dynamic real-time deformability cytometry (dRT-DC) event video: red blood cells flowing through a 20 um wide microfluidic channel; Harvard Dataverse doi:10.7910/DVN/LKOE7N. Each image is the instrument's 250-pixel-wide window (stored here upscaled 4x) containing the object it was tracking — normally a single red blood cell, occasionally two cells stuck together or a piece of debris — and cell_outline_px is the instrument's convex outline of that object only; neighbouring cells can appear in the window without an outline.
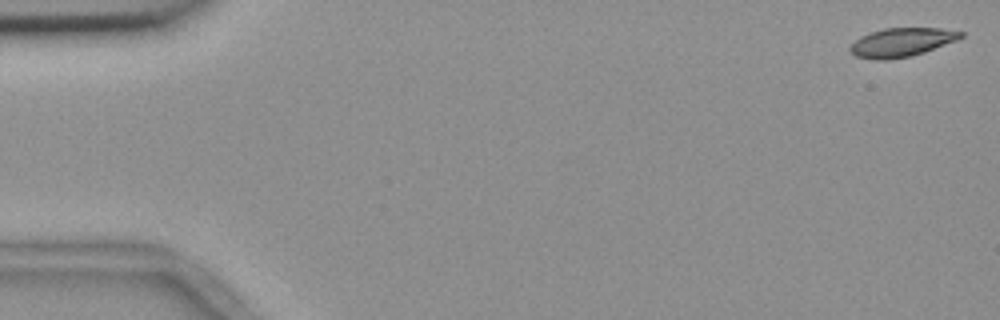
{"species": "common noctule bat (a hibernating species)", "species_latin": "Nyctalus noctula", "temperature_condition": "room temperature", "stored_images_in_passage": 55, "camera_frame_rate_fps": 3000, "um_per_image_px": 0.085, "animal": {"sex": "female", "body_mass_g": 18.4}, "frame": {"image": 1, "passage_image": 1, "time_ms": 0.0, "image_size_px": [1000, 320], "cell_outline_px": [[964, 36], [956, 40], [924, 52], [912, 56], [888, 60], [876, 60], [856, 56], [848, 48], [860, 36], [884, 28], [940, 28], [964, 32]], "centroid_in_image_um": [76.64, 3.6], "position_along_channel_um": 8.4, "area_um2": 18.44}}
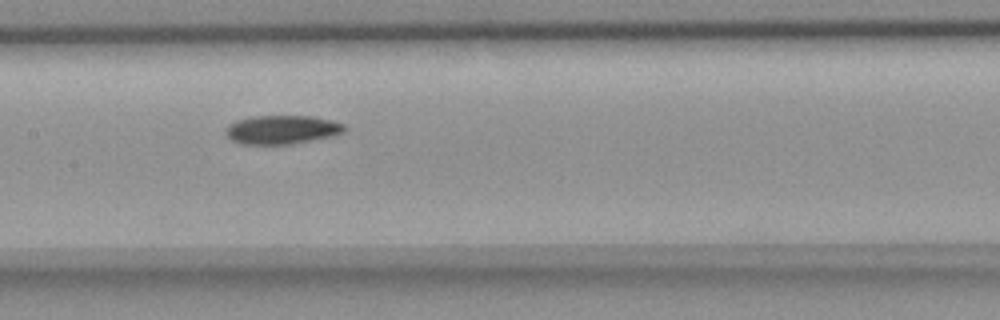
{"frame": {"image": 2, "passage_image": 27, "time_ms": 8.667, "image_size_px": [1000, 320], "cell_outline_px": [[348, 128], [344, 132], [336, 136], [292, 144], [240, 144], [232, 140], [224, 132], [224, 128], [228, 124], [236, 120], [256, 116], [312, 116], [332, 120], [344, 124]], "centroid_in_image_um": [24.0, 11.02], "position_along_channel_um": 183.4, "area_um2": 20.23}}
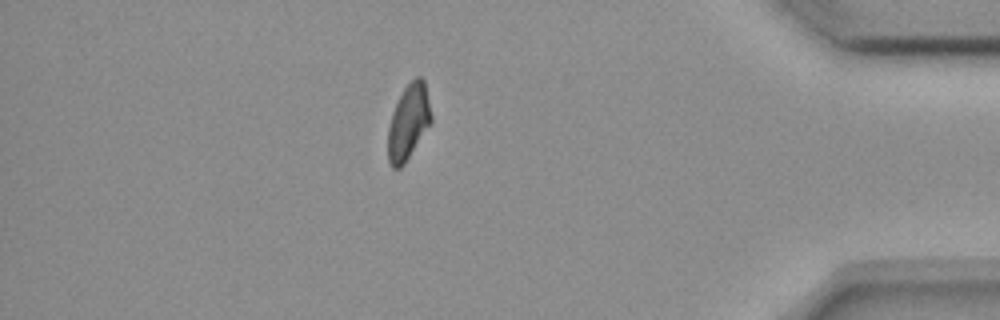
{"frame": {"image": 3, "passage_image": 48, "time_ms": 15.667, "image_size_px": [1000, 320], "cell_outline_px": [[432, 124], [404, 164], [400, 168], [392, 168], [388, 160], [388, 128], [392, 112], [404, 88], [416, 76], [420, 76], [424, 80], [432, 116]], "centroid_in_image_um": [34.73, 10.39], "position_along_channel_um": 400.5, "area_um2": 19.02}, "authors_computed_cell_mechanics": {"area_um2": 19.8254, "velocity_mm_per_s": 3.6604, "shape_relaxation_time_tau1_ms": 6.1588, "shape_relaxation_time_tau2_ms": null, "deformation_change_tau1": 0.158, "deformation_change_tau2": null}}